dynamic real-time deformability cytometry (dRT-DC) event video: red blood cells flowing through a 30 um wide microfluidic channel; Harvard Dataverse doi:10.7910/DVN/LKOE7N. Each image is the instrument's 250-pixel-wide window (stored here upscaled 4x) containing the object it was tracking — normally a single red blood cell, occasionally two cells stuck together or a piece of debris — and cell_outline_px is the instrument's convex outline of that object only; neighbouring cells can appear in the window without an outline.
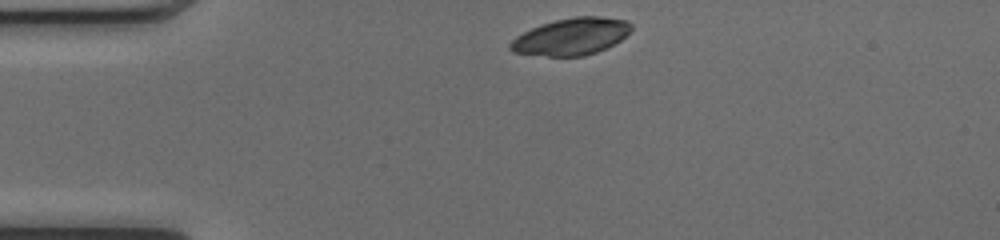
{"species": "common noctule bat (a hibernating species)", "species_latin": "Nyctalus noctula", "temperature_condition": "cold", "stored_images_in_passage": 41, "camera_frame_rate_fps": 3000, "um_per_image_px": 0.085, "animal": {"sex": "female", "body_mass_g": 17.0, "forearm_length_mm": 48.0}, "frame": {"image": 1, "passage_image": 1, "time_ms": 0.0, "image_size_px": [1000, 240], "cell_outline_px": [[632, 28], [620, 40], [596, 52], [584, 56], [548, 56], [512, 52], [508, 48], [508, 44], [516, 36], [540, 24], [556, 20], [576, 16], [600, 16], [624, 20], [632, 24]], "centroid_in_image_um": [48.52, 3.1], "position_along_channel_um": 36.5, "area_um2": 25.84}}
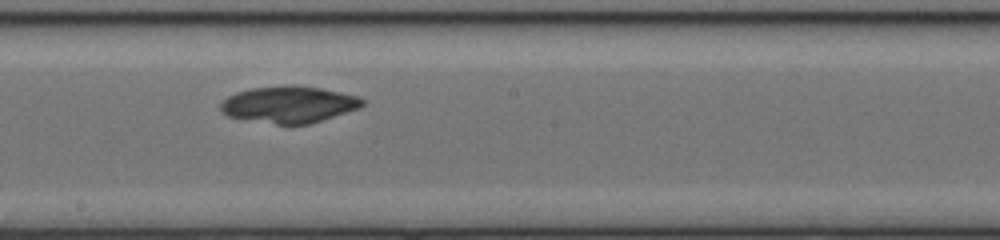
{"frame": {"image": 2, "passage_image": 18, "time_ms": 5.667, "image_size_px": [1000, 240], "cell_outline_px": [[364, 104], [360, 108], [308, 124], [276, 124], [228, 116], [220, 112], [220, 104], [228, 96], [236, 92], [252, 88], [320, 88], [360, 96], [364, 100]], "centroid_in_image_um": [24.57, 8.91], "position_along_channel_um": 223.6, "area_um2": 29.25}}
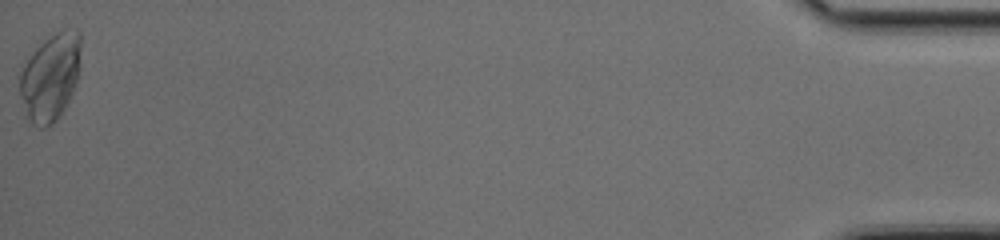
{"frame": {"image": 3, "passage_image": 41, "time_ms": 13.333, "image_size_px": [1000, 240], "cell_outline_px": [[80, 68], [72, 92], [64, 108], [56, 120], [48, 128], [40, 128], [32, 124], [24, 116], [16, 76], [24, 64], [36, 48], [44, 40], [56, 32], [64, 28], [80, 28]], "centroid_in_image_um": [4.24, 6.56], "position_along_channel_um": 431.0, "area_um2": 31.79}, "authors_computed_cell_mechanics": {"area_um2": 29.1312, "velocity_mm_per_s": 4.0319, "shape_relaxation_time_tau1_ms": null, "shape_relaxation_time_tau2_ms": 7.6096, "deformation_change_tau1": null, "deformation_change_tau2": 0.0588}}